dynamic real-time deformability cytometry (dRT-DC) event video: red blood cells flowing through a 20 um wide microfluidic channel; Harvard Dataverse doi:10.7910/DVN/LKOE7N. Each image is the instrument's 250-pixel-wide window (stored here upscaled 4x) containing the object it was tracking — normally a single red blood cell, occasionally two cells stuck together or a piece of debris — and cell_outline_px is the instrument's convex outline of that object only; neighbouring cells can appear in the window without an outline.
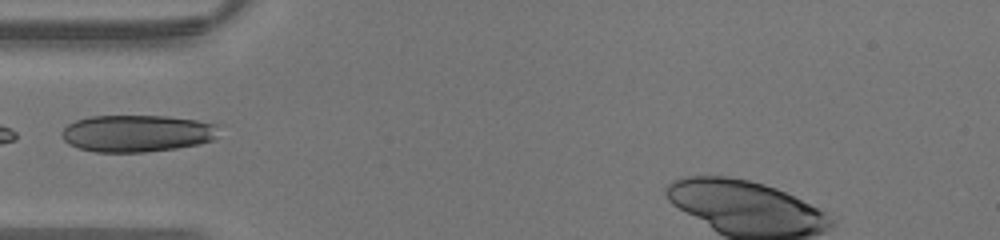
{"species": "human", "species_latin": "Homo sapiens", "temperature_condition": "warm", "stored_images_in_passage": 14, "camera_frame_rate_fps": 3000, "um_per_image_px": 0.085, "donor": {"sex": "male"}, "frame": {"image": 1, "passage_image": 1, "time_ms": 0.0, "image_size_px": [1000, 240], "cell_outline_px": [[216, 136], [212, 140], [200, 144], [176, 148], [144, 152], [96, 152], [80, 148], [68, 144], [64, 140], [64, 128], [68, 124], [76, 120], [92, 116], [168, 116], [196, 120], [216, 124]], "centroid_in_image_um": [11.65, 11.33], "position_along_channel_um": 73.4, "area_um2": 33.58}}
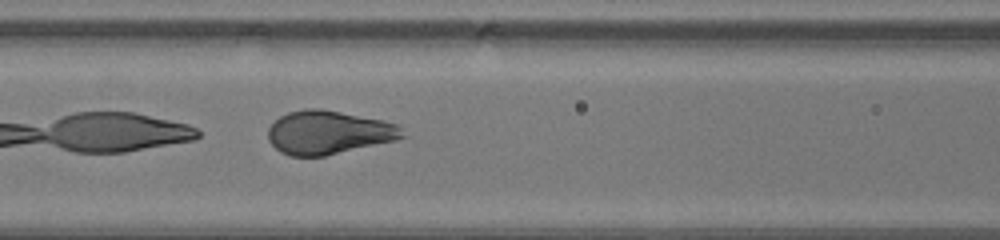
{"frame": {"image": 2, "passage_image": 5, "time_ms": 1.333, "image_size_px": [1000, 240], "cell_outline_px": [[408, 136], [396, 140], [324, 156], [292, 156], [280, 152], [268, 140], [268, 128], [280, 116], [288, 112], [308, 108], [320, 108], [384, 120], [396, 124]], "centroid_in_image_um": [27.93, 11.25], "position_along_channel_um": 138.7, "area_um2": 34.04}}
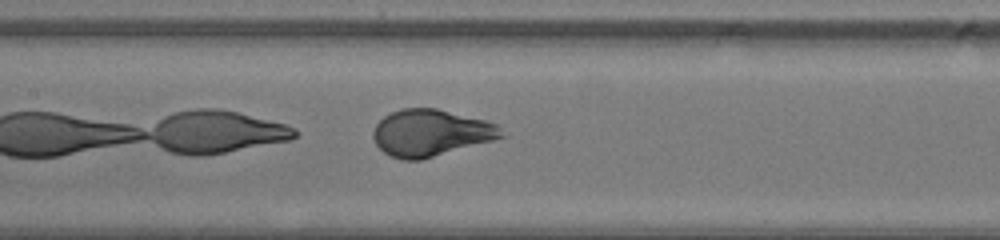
{"frame": {"image": 3, "passage_image": 7, "time_ms": 2.0, "image_size_px": [1000, 240], "cell_outline_px": [[508, 136], [420, 160], [404, 160], [392, 156], [384, 152], [376, 144], [372, 136], [372, 132], [376, 124], [384, 116], [392, 112], [404, 108], [436, 108], [484, 120], [496, 124]], "centroid_in_image_um": [36.61, 11.29], "position_along_channel_um": 170.8, "area_um2": 34.68}}